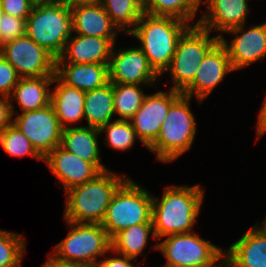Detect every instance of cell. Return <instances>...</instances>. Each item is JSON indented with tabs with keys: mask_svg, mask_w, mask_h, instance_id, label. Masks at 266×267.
<instances>
[{
	"mask_svg": "<svg viewBox=\"0 0 266 267\" xmlns=\"http://www.w3.org/2000/svg\"><path fill=\"white\" fill-rule=\"evenodd\" d=\"M200 184L169 185L162 197L152 194V224L155 239L194 231L204 201Z\"/></svg>",
	"mask_w": 266,
	"mask_h": 267,
	"instance_id": "obj_1",
	"label": "cell"
},
{
	"mask_svg": "<svg viewBox=\"0 0 266 267\" xmlns=\"http://www.w3.org/2000/svg\"><path fill=\"white\" fill-rule=\"evenodd\" d=\"M191 23L171 16L143 13L128 35L140 41L139 48L161 76L171 64L179 38L190 26L195 25L194 22Z\"/></svg>",
	"mask_w": 266,
	"mask_h": 267,
	"instance_id": "obj_2",
	"label": "cell"
},
{
	"mask_svg": "<svg viewBox=\"0 0 266 267\" xmlns=\"http://www.w3.org/2000/svg\"><path fill=\"white\" fill-rule=\"evenodd\" d=\"M121 175L107 170L65 191L64 221L101 224L114 192L128 178Z\"/></svg>",
	"mask_w": 266,
	"mask_h": 267,
	"instance_id": "obj_3",
	"label": "cell"
},
{
	"mask_svg": "<svg viewBox=\"0 0 266 267\" xmlns=\"http://www.w3.org/2000/svg\"><path fill=\"white\" fill-rule=\"evenodd\" d=\"M68 235L54 247L48 259L61 266L95 267L111 250V239L101 224L65 221Z\"/></svg>",
	"mask_w": 266,
	"mask_h": 267,
	"instance_id": "obj_4",
	"label": "cell"
},
{
	"mask_svg": "<svg viewBox=\"0 0 266 267\" xmlns=\"http://www.w3.org/2000/svg\"><path fill=\"white\" fill-rule=\"evenodd\" d=\"M26 35L56 59L72 35V12L64 1L36 2L26 18Z\"/></svg>",
	"mask_w": 266,
	"mask_h": 267,
	"instance_id": "obj_5",
	"label": "cell"
},
{
	"mask_svg": "<svg viewBox=\"0 0 266 267\" xmlns=\"http://www.w3.org/2000/svg\"><path fill=\"white\" fill-rule=\"evenodd\" d=\"M192 97L181 95L170 107L155 142L148 148L156 160L169 163L188 151L197 135L195 115L190 107Z\"/></svg>",
	"mask_w": 266,
	"mask_h": 267,
	"instance_id": "obj_6",
	"label": "cell"
},
{
	"mask_svg": "<svg viewBox=\"0 0 266 267\" xmlns=\"http://www.w3.org/2000/svg\"><path fill=\"white\" fill-rule=\"evenodd\" d=\"M141 223H152V194L128 177L114 192L101 225L112 239Z\"/></svg>",
	"mask_w": 266,
	"mask_h": 267,
	"instance_id": "obj_7",
	"label": "cell"
},
{
	"mask_svg": "<svg viewBox=\"0 0 266 267\" xmlns=\"http://www.w3.org/2000/svg\"><path fill=\"white\" fill-rule=\"evenodd\" d=\"M164 239L152 246L166 258L163 267H224L225 251L194 231Z\"/></svg>",
	"mask_w": 266,
	"mask_h": 267,
	"instance_id": "obj_8",
	"label": "cell"
},
{
	"mask_svg": "<svg viewBox=\"0 0 266 267\" xmlns=\"http://www.w3.org/2000/svg\"><path fill=\"white\" fill-rule=\"evenodd\" d=\"M220 40L217 35L198 25L190 26L179 38L169 72L173 86L169 89L183 92L194 80L197 70L208 51Z\"/></svg>",
	"mask_w": 266,
	"mask_h": 267,
	"instance_id": "obj_9",
	"label": "cell"
},
{
	"mask_svg": "<svg viewBox=\"0 0 266 267\" xmlns=\"http://www.w3.org/2000/svg\"><path fill=\"white\" fill-rule=\"evenodd\" d=\"M11 112L12 124L28 138L43 159L60 145L63 128L51 104L42 109L20 114L18 111Z\"/></svg>",
	"mask_w": 266,
	"mask_h": 267,
	"instance_id": "obj_10",
	"label": "cell"
},
{
	"mask_svg": "<svg viewBox=\"0 0 266 267\" xmlns=\"http://www.w3.org/2000/svg\"><path fill=\"white\" fill-rule=\"evenodd\" d=\"M0 54L15 68L21 78L55 75L56 58L27 35L1 46Z\"/></svg>",
	"mask_w": 266,
	"mask_h": 267,
	"instance_id": "obj_11",
	"label": "cell"
},
{
	"mask_svg": "<svg viewBox=\"0 0 266 267\" xmlns=\"http://www.w3.org/2000/svg\"><path fill=\"white\" fill-rule=\"evenodd\" d=\"M114 44L109 62V81L111 83L157 85L160 75L150 65L148 58L138 47L117 49Z\"/></svg>",
	"mask_w": 266,
	"mask_h": 267,
	"instance_id": "obj_12",
	"label": "cell"
},
{
	"mask_svg": "<svg viewBox=\"0 0 266 267\" xmlns=\"http://www.w3.org/2000/svg\"><path fill=\"white\" fill-rule=\"evenodd\" d=\"M181 95V92L169 89L145 96L141 108L130 119L144 147L149 148L155 142L171 105Z\"/></svg>",
	"mask_w": 266,
	"mask_h": 267,
	"instance_id": "obj_13",
	"label": "cell"
},
{
	"mask_svg": "<svg viewBox=\"0 0 266 267\" xmlns=\"http://www.w3.org/2000/svg\"><path fill=\"white\" fill-rule=\"evenodd\" d=\"M245 26L243 24L226 32L232 36L235 35L229 43L224 35L220 38L227 49L234 71L248 67L266 57V22L253 25L247 31Z\"/></svg>",
	"mask_w": 266,
	"mask_h": 267,
	"instance_id": "obj_14",
	"label": "cell"
},
{
	"mask_svg": "<svg viewBox=\"0 0 266 267\" xmlns=\"http://www.w3.org/2000/svg\"><path fill=\"white\" fill-rule=\"evenodd\" d=\"M234 72L227 49L219 40L205 55L193 82L182 92L183 95L196 96L199 103L212 93L228 73Z\"/></svg>",
	"mask_w": 266,
	"mask_h": 267,
	"instance_id": "obj_15",
	"label": "cell"
},
{
	"mask_svg": "<svg viewBox=\"0 0 266 267\" xmlns=\"http://www.w3.org/2000/svg\"><path fill=\"white\" fill-rule=\"evenodd\" d=\"M201 2L206 4V11L194 24L211 33H218L217 36L220 38L228 30L245 24L249 15L248 0H201Z\"/></svg>",
	"mask_w": 266,
	"mask_h": 267,
	"instance_id": "obj_16",
	"label": "cell"
},
{
	"mask_svg": "<svg viewBox=\"0 0 266 267\" xmlns=\"http://www.w3.org/2000/svg\"><path fill=\"white\" fill-rule=\"evenodd\" d=\"M50 171L60 181L63 191L95 179L102 173L95 165L63 149L54 148L44 159Z\"/></svg>",
	"mask_w": 266,
	"mask_h": 267,
	"instance_id": "obj_17",
	"label": "cell"
},
{
	"mask_svg": "<svg viewBox=\"0 0 266 267\" xmlns=\"http://www.w3.org/2000/svg\"><path fill=\"white\" fill-rule=\"evenodd\" d=\"M224 267H266V234L256 224L226 249Z\"/></svg>",
	"mask_w": 266,
	"mask_h": 267,
	"instance_id": "obj_18",
	"label": "cell"
},
{
	"mask_svg": "<svg viewBox=\"0 0 266 267\" xmlns=\"http://www.w3.org/2000/svg\"><path fill=\"white\" fill-rule=\"evenodd\" d=\"M113 46L108 38L72 33L56 63L109 64Z\"/></svg>",
	"mask_w": 266,
	"mask_h": 267,
	"instance_id": "obj_19",
	"label": "cell"
},
{
	"mask_svg": "<svg viewBox=\"0 0 266 267\" xmlns=\"http://www.w3.org/2000/svg\"><path fill=\"white\" fill-rule=\"evenodd\" d=\"M70 9L73 34L108 38L116 44L120 31L112 23L102 4L70 5Z\"/></svg>",
	"mask_w": 266,
	"mask_h": 267,
	"instance_id": "obj_20",
	"label": "cell"
},
{
	"mask_svg": "<svg viewBox=\"0 0 266 267\" xmlns=\"http://www.w3.org/2000/svg\"><path fill=\"white\" fill-rule=\"evenodd\" d=\"M99 135V129L90 126L73 127L68 125L62 131L60 146L104 172L109 169L101 163Z\"/></svg>",
	"mask_w": 266,
	"mask_h": 267,
	"instance_id": "obj_21",
	"label": "cell"
},
{
	"mask_svg": "<svg viewBox=\"0 0 266 267\" xmlns=\"http://www.w3.org/2000/svg\"><path fill=\"white\" fill-rule=\"evenodd\" d=\"M55 75L66 85L84 92L109 83V64L56 63Z\"/></svg>",
	"mask_w": 266,
	"mask_h": 267,
	"instance_id": "obj_22",
	"label": "cell"
},
{
	"mask_svg": "<svg viewBox=\"0 0 266 267\" xmlns=\"http://www.w3.org/2000/svg\"><path fill=\"white\" fill-rule=\"evenodd\" d=\"M54 76L21 78L10 95L11 111H16L13 102L21 112L42 109L51 102Z\"/></svg>",
	"mask_w": 266,
	"mask_h": 267,
	"instance_id": "obj_23",
	"label": "cell"
},
{
	"mask_svg": "<svg viewBox=\"0 0 266 267\" xmlns=\"http://www.w3.org/2000/svg\"><path fill=\"white\" fill-rule=\"evenodd\" d=\"M56 86L51 90V102L54 112L59 119L63 129L67 124H81L84 119L85 92L64 84L56 75L54 81Z\"/></svg>",
	"mask_w": 266,
	"mask_h": 267,
	"instance_id": "obj_24",
	"label": "cell"
},
{
	"mask_svg": "<svg viewBox=\"0 0 266 267\" xmlns=\"http://www.w3.org/2000/svg\"><path fill=\"white\" fill-rule=\"evenodd\" d=\"M114 115L113 83L85 92L84 118L87 126L100 129L111 122Z\"/></svg>",
	"mask_w": 266,
	"mask_h": 267,
	"instance_id": "obj_25",
	"label": "cell"
},
{
	"mask_svg": "<svg viewBox=\"0 0 266 267\" xmlns=\"http://www.w3.org/2000/svg\"><path fill=\"white\" fill-rule=\"evenodd\" d=\"M149 235L155 239L152 223L133 225L120 231L111 239V250L135 259L147 247Z\"/></svg>",
	"mask_w": 266,
	"mask_h": 267,
	"instance_id": "obj_26",
	"label": "cell"
},
{
	"mask_svg": "<svg viewBox=\"0 0 266 267\" xmlns=\"http://www.w3.org/2000/svg\"><path fill=\"white\" fill-rule=\"evenodd\" d=\"M142 85L113 83V102L118 120H130L141 108L147 95Z\"/></svg>",
	"mask_w": 266,
	"mask_h": 267,
	"instance_id": "obj_27",
	"label": "cell"
},
{
	"mask_svg": "<svg viewBox=\"0 0 266 267\" xmlns=\"http://www.w3.org/2000/svg\"><path fill=\"white\" fill-rule=\"evenodd\" d=\"M102 6L112 23L124 35L129 34L136 27L143 14L131 0H103Z\"/></svg>",
	"mask_w": 266,
	"mask_h": 267,
	"instance_id": "obj_28",
	"label": "cell"
},
{
	"mask_svg": "<svg viewBox=\"0 0 266 267\" xmlns=\"http://www.w3.org/2000/svg\"><path fill=\"white\" fill-rule=\"evenodd\" d=\"M201 4V0H151L147 14L171 16L189 23L197 17Z\"/></svg>",
	"mask_w": 266,
	"mask_h": 267,
	"instance_id": "obj_29",
	"label": "cell"
},
{
	"mask_svg": "<svg viewBox=\"0 0 266 267\" xmlns=\"http://www.w3.org/2000/svg\"><path fill=\"white\" fill-rule=\"evenodd\" d=\"M99 132L105 134V144L108 147L121 152L133 147L136 139L139 141L130 120L115 119L102 126Z\"/></svg>",
	"mask_w": 266,
	"mask_h": 267,
	"instance_id": "obj_30",
	"label": "cell"
},
{
	"mask_svg": "<svg viewBox=\"0 0 266 267\" xmlns=\"http://www.w3.org/2000/svg\"><path fill=\"white\" fill-rule=\"evenodd\" d=\"M26 245L22 234L0 229V267H20Z\"/></svg>",
	"mask_w": 266,
	"mask_h": 267,
	"instance_id": "obj_31",
	"label": "cell"
},
{
	"mask_svg": "<svg viewBox=\"0 0 266 267\" xmlns=\"http://www.w3.org/2000/svg\"><path fill=\"white\" fill-rule=\"evenodd\" d=\"M0 145L12 157L31 156L38 161L43 160L28 138L13 124L0 133Z\"/></svg>",
	"mask_w": 266,
	"mask_h": 267,
	"instance_id": "obj_32",
	"label": "cell"
},
{
	"mask_svg": "<svg viewBox=\"0 0 266 267\" xmlns=\"http://www.w3.org/2000/svg\"><path fill=\"white\" fill-rule=\"evenodd\" d=\"M26 35V19L1 14L0 17V47L10 40Z\"/></svg>",
	"mask_w": 266,
	"mask_h": 267,
	"instance_id": "obj_33",
	"label": "cell"
},
{
	"mask_svg": "<svg viewBox=\"0 0 266 267\" xmlns=\"http://www.w3.org/2000/svg\"><path fill=\"white\" fill-rule=\"evenodd\" d=\"M20 79L15 68L0 54V95L9 98Z\"/></svg>",
	"mask_w": 266,
	"mask_h": 267,
	"instance_id": "obj_34",
	"label": "cell"
},
{
	"mask_svg": "<svg viewBox=\"0 0 266 267\" xmlns=\"http://www.w3.org/2000/svg\"><path fill=\"white\" fill-rule=\"evenodd\" d=\"M2 13L26 19L32 11L33 0H0Z\"/></svg>",
	"mask_w": 266,
	"mask_h": 267,
	"instance_id": "obj_35",
	"label": "cell"
},
{
	"mask_svg": "<svg viewBox=\"0 0 266 267\" xmlns=\"http://www.w3.org/2000/svg\"><path fill=\"white\" fill-rule=\"evenodd\" d=\"M109 253H112V254L114 253V256L108 257L105 254L104 259L101 258L97 262L95 267H136L135 264L133 263L135 259L117 254L113 252L112 250H110Z\"/></svg>",
	"mask_w": 266,
	"mask_h": 267,
	"instance_id": "obj_36",
	"label": "cell"
},
{
	"mask_svg": "<svg viewBox=\"0 0 266 267\" xmlns=\"http://www.w3.org/2000/svg\"><path fill=\"white\" fill-rule=\"evenodd\" d=\"M13 121L10 99L0 95V133Z\"/></svg>",
	"mask_w": 266,
	"mask_h": 267,
	"instance_id": "obj_37",
	"label": "cell"
},
{
	"mask_svg": "<svg viewBox=\"0 0 266 267\" xmlns=\"http://www.w3.org/2000/svg\"><path fill=\"white\" fill-rule=\"evenodd\" d=\"M263 104L260 107V111L258 114L257 119V130L256 135H258L264 128H266V95L264 97V100L262 102Z\"/></svg>",
	"mask_w": 266,
	"mask_h": 267,
	"instance_id": "obj_38",
	"label": "cell"
},
{
	"mask_svg": "<svg viewBox=\"0 0 266 267\" xmlns=\"http://www.w3.org/2000/svg\"><path fill=\"white\" fill-rule=\"evenodd\" d=\"M134 5L142 12L147 13L151 0H131Z\"/></svg>",
	"mask_w": 266,
	"mask_h": 267,
	"instance_id": "obj_39",
	"label": "cell"
},
{
	"mask_svg": "<svg viewBox=\"0 0 266 267\" xmlns=\"http://www.w3.org/2000/svg\"><path fill=\"white\" fill-rule=\"evenodd\" d=\"M103 0H69L70 5L102 4Z\"/></svg>",
	"mask_w": 266,
	"mask_h": 267,
	"instance_id": "obj_40",
	"label": "cell"
},
{
	"mask_svg": "<svg viewBox=\"0 0 266 267\" xmlns=\"http://www.w3.org/2000/svg\"><path fill=\"white\" fill-rule=\"evenodd\" d=\"M42 267H74V266H61V265H57L55 263H53L52 261H50L49 259L43 263Z\"/></svg>",
	"mask_w": 266,
	"mask_h": 267,
	"instance_id": "obj_41",
	"label": "cell"
},
{
	"mask_svg": "<svg viewBox=\"0 0 266 267\" xmlns=\"http://www.w3.org/2000/svg\"><path fill=\"white\" fill-rule=\"evenodd\" d=\"M256 226L263 232L266 234V218L263 220L262 225L259 224V221L256 223Z\"/></svg>",
	"mask_w": 266,
	"mask_h": 267,
	"instance_id": "obj_42",
	"label": "cell"
},
{
	"mask_svg": "<svg viewBox=\"0 0 266 267\" xmlns=\"http://www.w3.org/2000/svg\"><path fill=\"white\" fill-rule=\"evenodd\" d=\"M266 134V128H264L257 136V140H259L260 138H262L264 135Z\"/></svg>",
	"mask_w": 266,
	"mask_h": 267,
	"instance_id": "obj_43",
	"label": "cell"
},
{
	"mask_svg": "<svg viewBox=\"0 0 266 267\" xmlns=\"http://www.w3.org/2000/svg\"><path fill=\"white\" fill-rule=\"evenodd\" d=\"M33 1L36 3V2L51 1V0H33Z\"/></svg>",
	"mask_w": 266,
	"mask_h": 267,
	"instance_id": "obj_44",
	"label": "cell"
},
{
	"mask_svg": "<svg viewBox=\"0 0 266 267\" xmlns=\"http://www.w3.org/2000/svg\"><path fill=\"white\" fill-rule=\"evenodd\" d=\"M57 1H64V2H68L69 0H57Z\"/></svg>",
	"mask_w": 266,
	"mask_h": 267,
	"instance_id": "obj_45",
	"label": "cell"
},
{
	"mask_svg": "<svg viewBox=\"0 0 266 267\" xmlns=\"http://www.w3.org/2000/svg\"><path fill=\"white\" fill-rule=\"evenodd\" d=\"M2 11H1V4H0V17H1Z\"/></svg>",
	"mask_w": 266,
	"mask_h": 267,
	"instance_id": "obj_46",
	"label": "cell"
}]
</instances>
